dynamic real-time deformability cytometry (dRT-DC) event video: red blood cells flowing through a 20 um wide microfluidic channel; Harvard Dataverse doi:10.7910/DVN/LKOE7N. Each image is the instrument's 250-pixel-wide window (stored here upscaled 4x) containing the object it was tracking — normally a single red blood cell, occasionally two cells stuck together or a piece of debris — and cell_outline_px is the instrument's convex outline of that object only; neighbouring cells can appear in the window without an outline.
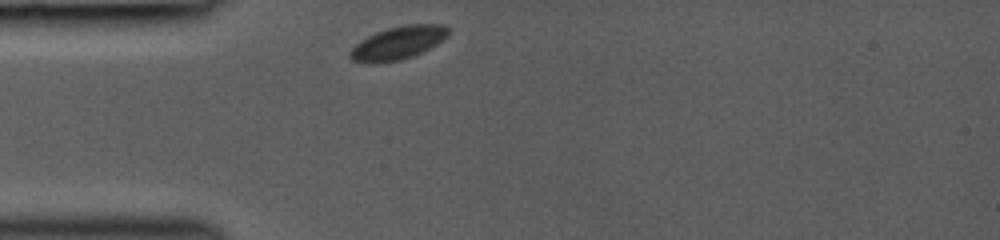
{"species": "common noctule bat (a hibernating species)", "species_latin": "Nyctalus noctula", "temperature_condition": "room temperature", "stored_images_in_passage": 3, "camera_frame_rate_fps": 3000, "um_per_image_px": 0.085, "animal": {"sex": "female", "body_mass_g": 19.0, "forearm_length_mm": 53.3}, "frame": {"image": 1, "passage_image": 1, "time_ms": 0.0, "image_size_px": [1000, 240], "cell_outline_px": [[448, 36], [436, 44], [412, 56], [400, 60], [372, 64], [368, 64], [352, 60], [348, 56], [348, 52], [360, 40], [376, 32], [388, 28], [404, 24], [444, 24], [448, 28]], "centroid_in_image_um": [33.79, 3.65], "position_along_channel_um": 51.2, "area_um2": 18.96}}
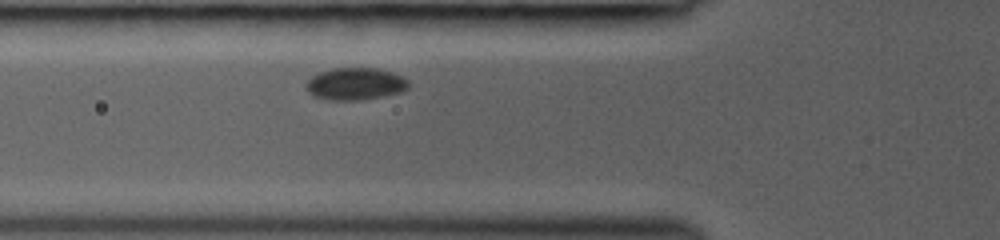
{"frame": {"image": 2, "passage_image": 3, "time_ms": 1.333, "image_size_px": [1000, 240], "cell_outline_px": [[408, 88], [400, 92], [380, 96], [356, 100], [328, 100], [312, 96], [308, 92], [304, 84], [312, 76], [320, 72], [332, 68], [380, 68], [392, 72], [408, 80]], "centroid_in_image_um": [30.15, 7.12], "position_along_channel_um": 95.6, "area_um2": 19.19}}